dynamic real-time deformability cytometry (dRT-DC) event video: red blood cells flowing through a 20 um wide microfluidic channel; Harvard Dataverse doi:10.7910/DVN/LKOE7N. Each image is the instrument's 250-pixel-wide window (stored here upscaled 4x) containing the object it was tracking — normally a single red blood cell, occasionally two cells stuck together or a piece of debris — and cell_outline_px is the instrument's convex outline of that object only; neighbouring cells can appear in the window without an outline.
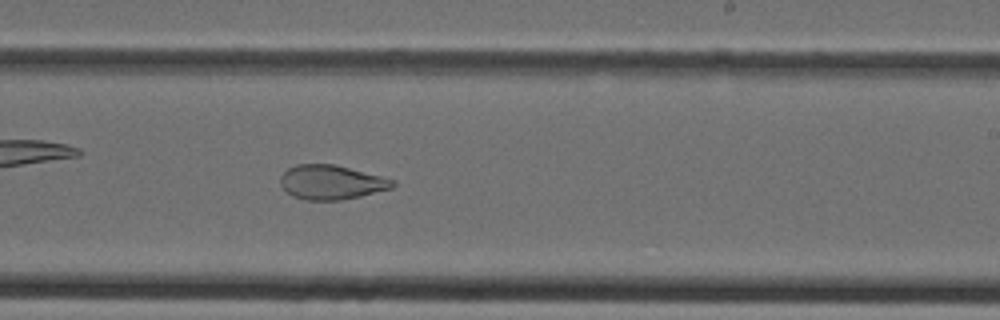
{"species": "Egyptian fruit bat (a non-hibernating species)", "species_latin": "Rousettus aegyptiacus", "temperature_condition": "cold", "stored_images_in_passage": 39, "camera_frame_rate_fps": 3000, "um_per_image_px": 0.085, "animal": {"sex": "female"}, "frame": {"image": 1, "passage_image": 23, "time_ms": 7.333, "image_size_px": [1000, 320], "cell_outline_px": [[396, 184], [392, 188], [360, 196], [340, 200], [304, 200], [292, 196], [280, 184], [280, 176], [288, 168], [296, 164], [332, 164], [396, 180]], "centroid_in_image_um": [28.14, 15.5], "position_along_channel_um": 260.9, "area_um2": 22.31}}